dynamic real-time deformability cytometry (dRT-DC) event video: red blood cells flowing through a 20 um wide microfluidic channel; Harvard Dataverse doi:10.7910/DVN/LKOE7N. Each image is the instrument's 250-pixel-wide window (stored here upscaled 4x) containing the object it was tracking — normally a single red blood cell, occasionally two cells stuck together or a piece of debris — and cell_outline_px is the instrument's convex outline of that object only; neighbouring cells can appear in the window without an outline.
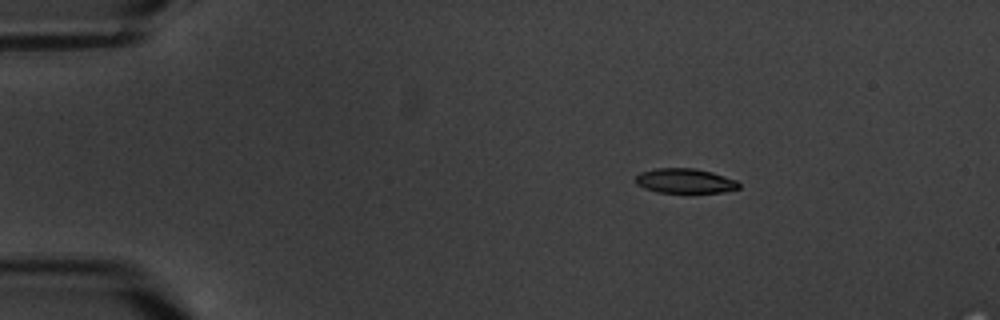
{"species": "common noctule bat (a hibernating species)", "species_latin": "Nyctalus noctula", "temperature_condition": "warm", "stored_images_in_passage": 5, "camera_frame_rate_fps": 3000, "um_per_image_px": 0.085, "animal": {"sex": "male", "body_mass_g": 20.1, "forearm_length_mm": 53.5}, "frame": {"image": 1, "passage_image": 2, "time_ms": 2.333, "image_size_px": [1000, 320], "cell_outline_px": [[740, 188], [724, 192], [656, 192], [644, 188], [636, 184], [636, 176], [640, 172], [656, 168], [692, 168], [712, 172], [736, 180], [740, 184]], "centroid_in_image_um": [58.21, 15.37], "position_along_channel_um": 26.8, "area_um2": 14.8}}